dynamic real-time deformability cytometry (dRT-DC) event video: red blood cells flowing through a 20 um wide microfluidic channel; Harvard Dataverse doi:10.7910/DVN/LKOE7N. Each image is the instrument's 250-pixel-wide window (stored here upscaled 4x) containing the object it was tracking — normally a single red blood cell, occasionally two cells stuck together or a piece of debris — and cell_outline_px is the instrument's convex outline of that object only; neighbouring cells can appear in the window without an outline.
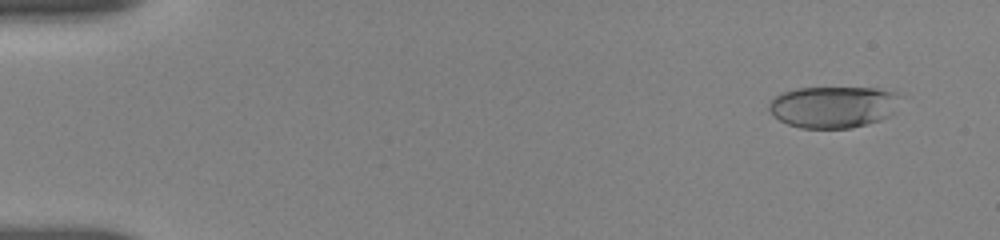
{"species": "human", "species_latin": "Homo sapiens", "temperature_condition": "room temperature", "stored_images_in_passage": 55, "camera_frame_rate_fps": 3000, "um_per_image_px": 0.085, "donor": {"sex": "female"}, "frame": {"image": 1, "passage_image": 4, "time_ms": 1.0, "image_size_px": [1000, 240], "cell_outline_px": [[900, 96], [892, 112], [888, 116], [880, 120], [868, 124], [852, 128], [800, 128], [788, 124], [772, 116], [768, 108], [768, 104], [776, 96], [784, 92], [796, 88], [876, 88], [896, 92]], "centroid_in_image_um": [70.8, 9.09], "position_along_channel_um": 14.2, "area_um2": 31.79}}
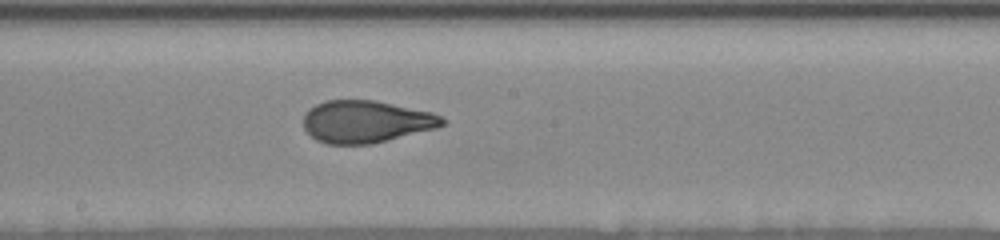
{"frame": {"image": 2, "passage_image": 31, "time_ms": 10.0, "image_size_px": [1000, 240], "cell_outline_px": [[448, 120], [444, 124], [436, 128], [372, 144], [328, 144], [316, 140], [304, 128], [304, 112], [308, 108], [324, 100], [372, 100], [432, 112]], "centroid_in_image_um": [31.09, 10.34], "position_along_channel_um": 217.1, "area_um2": 34.16}}
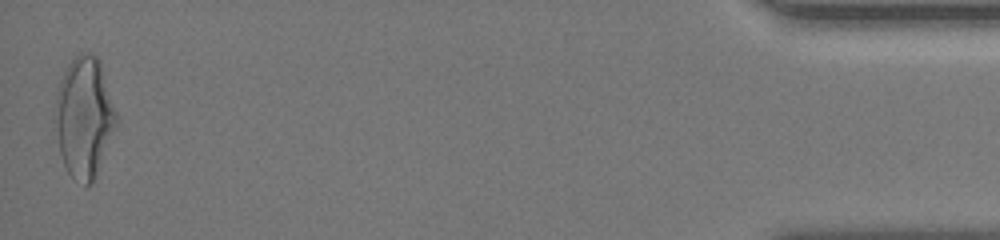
{"frame": {"image": 3, "passage_image": 55, "time_ms": 18.0, "image_size_px": [1000, 240], "cell_outline_px": [[116, 124], [92, 180], [88, 184], [72, 176], [68, 172], [64, 164], [60, 152], [56, 128], [56, 92], [64, 72], [68, 64], [76, 52], [92, 52], [100, 60], [116, 112]], "centroid_in_image_um": [7.14, 9.83], "position_along_channel_um": 428.1, "area_um2": 41.67}, "authors_computed_cell_mechanics": {"area_um2": 34.391, "velocity_mm_per_s": 3.6629, "shape_relaxation_time_tau1_ms": 3.7658, "shape_relaxation_time_tau2_ms": 0.8815, "deformation_change_tau1": 0.193, "deformation_change_tau2": 0.0815}}